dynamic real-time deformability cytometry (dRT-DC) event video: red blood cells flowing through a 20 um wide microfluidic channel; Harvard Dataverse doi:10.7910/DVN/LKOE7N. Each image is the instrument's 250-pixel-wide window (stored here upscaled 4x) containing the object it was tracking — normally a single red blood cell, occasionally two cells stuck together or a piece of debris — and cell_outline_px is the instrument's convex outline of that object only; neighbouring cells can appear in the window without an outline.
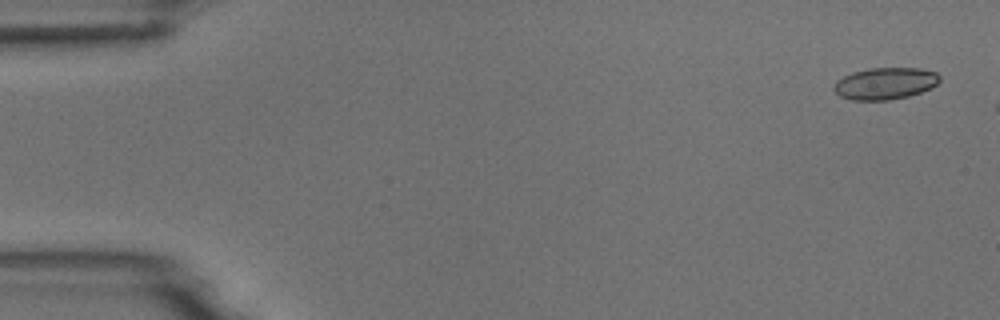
{"species": "common noctule bat (a hibernating species)", "species_latin": "Nyctalus noctula", "temperature_condition": "room temperature", "stored_images_in_passage": 3, "camera_frame_rate_fps": 3000, "um_per_image_px": 0.085, "animal": {"sex": "male", "body_mass_g": 18.8}, "frame": {"image": 1, "passage_image": 1, "time_ms": 0.0, "image_size_px": [1000, 320], "cell_outline_px": [[940, 80], [932, 88], [908, 96], [888, 100], [852, 100], [840, 96], [832, 88], [836, 80], [852, 72], [868, 68], [920, 68], [936, 72], [940, 76]], "centroid_in_image_um": [75.23, 7.09], "position_along_channel_um": 9.8, "area_um2": 19.71}}